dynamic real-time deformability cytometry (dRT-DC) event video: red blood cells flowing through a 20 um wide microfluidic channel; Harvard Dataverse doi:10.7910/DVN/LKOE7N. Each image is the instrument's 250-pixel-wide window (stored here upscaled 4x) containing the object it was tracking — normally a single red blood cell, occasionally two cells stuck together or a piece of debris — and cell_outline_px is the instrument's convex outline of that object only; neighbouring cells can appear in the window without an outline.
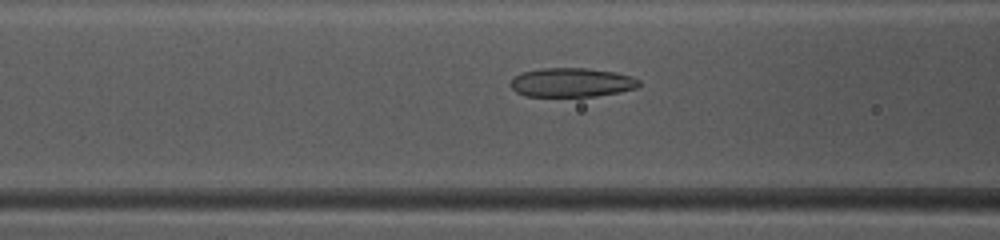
{"species": "common noctule bat (a hibernating species)", "species_latin": "Nyctalus noctula", "temperature_condition": "warm", "stored_images_in_passage": 49, "camera_frame_rate_fps": 3000, "um_per_image_px": 0.085, "animal": {"sex": "female", "body_mass_g": 10.0, "forearm_length_mm": 53.1}, "frame": {"image": 1, "passage_image": 20, "time_ms": 6.333, "image_size_px": [1000, 240], "cell_outline_px": [[640, 84], [636, 88], [620, 92], [596, 96], [524, 96], [516, 92], [508, 84], [520, 72], [540, 68], [588, 68], [616, 72], [632, 76], [640, 80]], "centroid_in_image_um": [48.59, 7.0], "position_along_channel_um": 118.0, "area_um2": 21.96}}
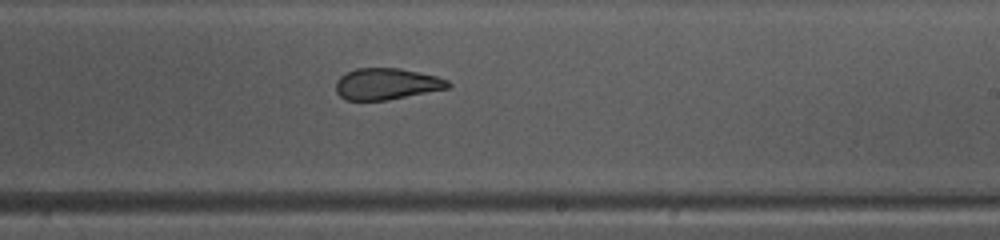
{"frame": {"image": 2, "passage_image": 30, "time_ms": 9.667, "image_size_px": [1000, 240], "cell_outline_px": [[452, 84], [448, 88], [388, 100], [344, 100], [336, 92], [336, 80], [340, 76], [356, 68], [400, 68], [436, 76], [448, 80]], "centroid_in_image_um": [32.85, 7.13], "position_along_channel_um": 256.2, "area_um2": 20.52}}
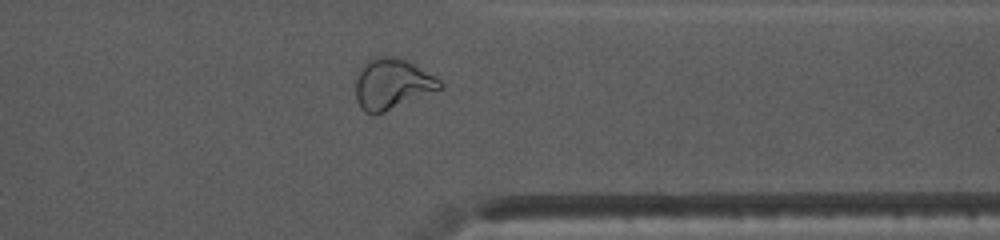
{"frame": {"image": 3, "passage_image": 39, "time_ms": 12.667, "image_size_px": [1000, 240], "cell_outline_px": [[444, 88], [376, 116], [364, 112], [360, 108], [356, 100], [356, 76], [360, 68], [368, 60], [376, 56], [388, 56], [404, 60], [436, 76], [444, 84]], "centroid_in_image_um": [33.32, 7.18], "position_along_channel_um": 378.1, "area_um2": 25.14}, "authors_computed_cell_mechanics": {"area_um2": 23.5824, "velocity_mm_per_s": 4.1382, "shape_relaxation_time_tau1_ms": null, "shape_relaxation_time_tau2_ms": 1.6643, "deformation_change_tau1": null, "deformation_change_tau2": 0.0864}}